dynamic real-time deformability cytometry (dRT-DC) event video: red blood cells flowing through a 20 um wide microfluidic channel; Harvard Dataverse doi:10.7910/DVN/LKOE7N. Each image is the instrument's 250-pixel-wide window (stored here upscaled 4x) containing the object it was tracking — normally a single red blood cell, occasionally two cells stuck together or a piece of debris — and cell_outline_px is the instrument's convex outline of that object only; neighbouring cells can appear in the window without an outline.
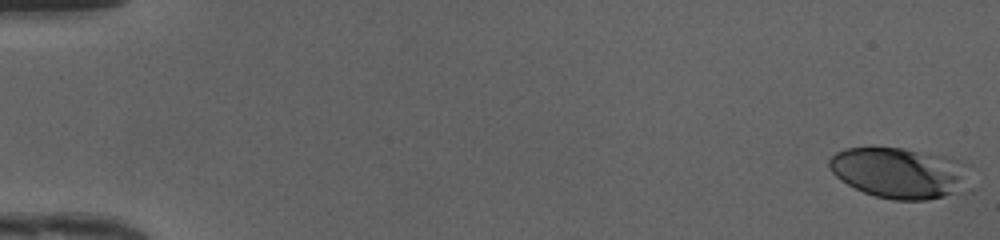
{"species": "human", "species_latin": "Homo sapiens", "temperature_condition": "cold", "stored_images_in_passage": 49, "camera_frame_rate_fps": 3000, "um_per_image_px": 0.085, "donor": {"sex": "female"}, "frame": {"image": 1, "passage_image": 1, "time_ms": 0.0, "image_size_px": [1000, 240], "cell_outline_px": [[980, 188], [972, 192], [928, 200], [892, 200], [876, 196], [864, 192], [840, 180], [828, 168], [828, 160], [836, 152], [844, 148], [904, 148], [952, 156], [972, 164]], "centroid_in_image_um": [76.8, 14.72], "position_along_channel_um": 8.2, "area_um2": 44.51}}
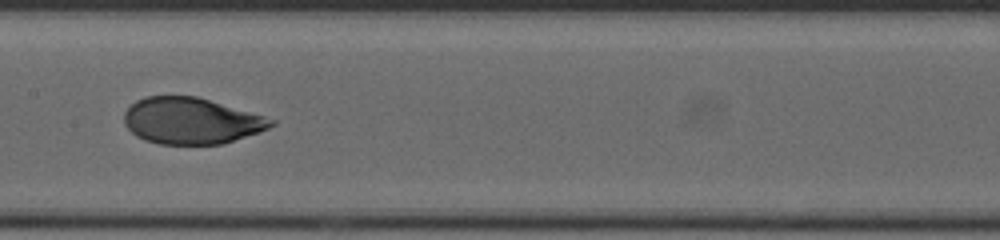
{"frame": {"image": 2, "passage_image": 26, "time_ms": 8.333, "image_size_px": [1000, 240], "cell_outline_px": [[276, 124], [260, 132], [220, 144], [160, 144], [144, 140], [136, 136], [124, 124], [124, 112], [136, 100], [144, 96], [196, 96], [264, 116], [276, 120]], "centroid_in_image_um": [16.23, 10.27], "position_along_channel_um": 191.2, "area_um2": 39.54}}
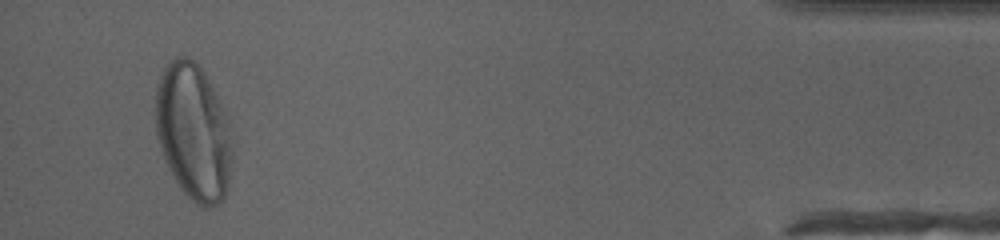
{"frame": {"image": 3, "passage_image": 47, "time_ms": 15.333, "image_size_px": [1000, 240], "cell_outline_px": [[232, 160], [228, 184], [224, 200], [216, 204], [204, 208], [196, 204], [180, 188], [160, 148], [156, 136], [156, 84], [164, 68], [176, 56], [188, 56], [204, 72], [228, 116], [232, 152]], "centroid_in_image_um": [16.45, 11.21], "position_along_channel_um": 418.8, "area_um2": 60.81}, "authors_computed_cell_mechanics": {"area_um2": 41.616, "velocity_mm_per_s": 4.2032, "shape_relaxation_time_tau1_ms": 4.1605, "shape_relaxation_time_tau2_ms": null, "deformation_change_tau1": 0.203, "deformation_change_tau2": null}}